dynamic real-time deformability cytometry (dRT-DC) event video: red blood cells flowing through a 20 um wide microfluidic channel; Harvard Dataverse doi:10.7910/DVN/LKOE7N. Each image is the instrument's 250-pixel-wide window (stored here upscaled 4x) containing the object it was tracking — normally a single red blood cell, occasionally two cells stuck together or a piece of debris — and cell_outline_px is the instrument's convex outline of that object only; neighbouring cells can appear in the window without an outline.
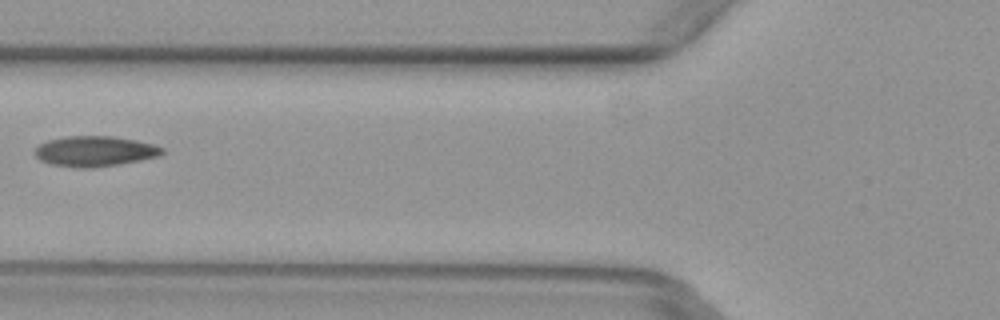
{"species": "common noctule bat (a hibernating species)", "species_latin": "Nyctalus noctula", "temperature_condition": "warm", "stored_images_in_passage": 6, "camera_frame_rate_fps": 3000, "um_per_image_px": 0.085, "animal": {"sex": "female", "body_mass_g": 29.2, "forearm_length_mm": 56.3}, "frame": {"image": 1, "passage_image": 6, "time_ms": 1.667, "image_size_px": [1000, 320], "cell_outline_px": [[164, 152], [160, 156], [140, 160], [92, 168], [76, 168], [52, 164], [40, 160], [32, 152], [40, 144], [48, 140], [68, 136], [112, 136], [136, 140], [152, 144], [164, 148]], "centroid_in_image_um": [8.05, 12.85], "position_along_channel_um": 117.8, "area_um2": 22.48}}